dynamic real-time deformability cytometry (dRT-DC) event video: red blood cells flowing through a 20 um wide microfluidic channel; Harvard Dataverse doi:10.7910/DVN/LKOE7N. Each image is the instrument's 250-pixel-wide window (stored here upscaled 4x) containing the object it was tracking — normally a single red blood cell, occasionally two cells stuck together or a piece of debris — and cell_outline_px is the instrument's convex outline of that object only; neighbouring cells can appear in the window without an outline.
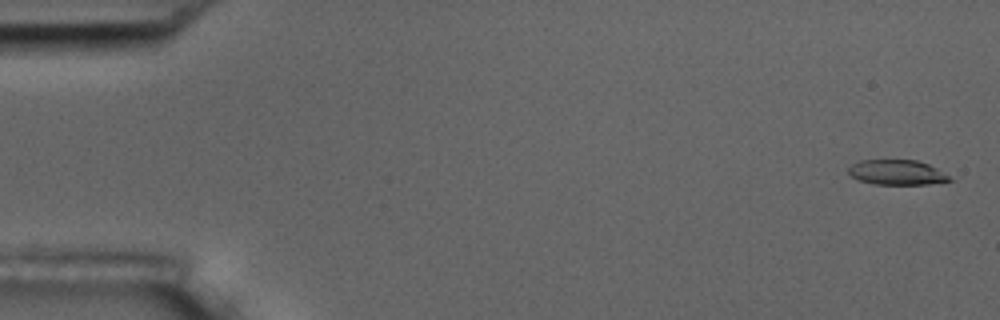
{"species": "common noctule bat (a hibernating species)", "species_latin": "Nyctalus noctula", "temperature_condition": "room temperature", "stored_images_in_passage": 57, "camera_frame_rate_fps": 3000, "um_per_image_px": 0.085, "animal": {"sex": "male", "body_mass_g": 17.5, "forearm_length_mm": 52.3}, "frame": {"image": 1, "passage_image": 2, "time_ms": 0.333, "image_size_px": [1000, 320], "cell_outline_px": [[952, 180], [928, 184], [876, 184], [860, 180], [852, 176], [848, 172], [848, 168], [852, 164], [860, 160], [916, 160], [928, 164], [944, 172]], "centroid_in_image_um": [76.23, 14.64], "position_along_channel_um": 8.8, "area_um2": 14.51}}
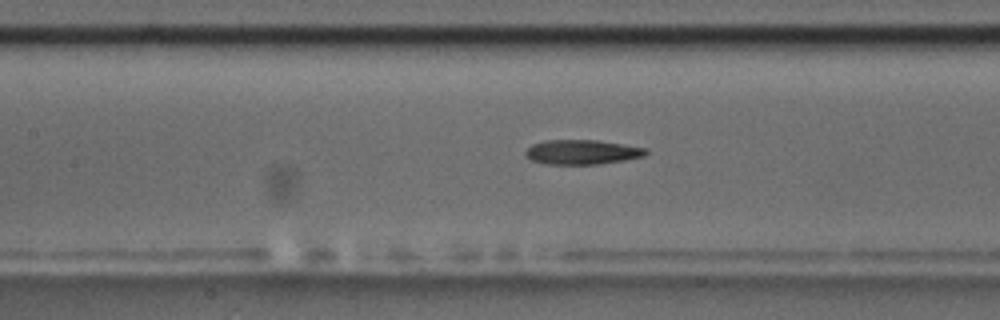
{"frame": {"image": 2, "passage_image": 26, "time_ms": 8.333, "image_size_px": [1000, 320], "cell_outline_px": [[648, 152], [644, 156], [624, 160], [600, 164], [544, 164], [532, 160], [524, 156], [524, 152], [532, 144], [544, 140], [596, 140], [644, 148]], "centroid_in_image_um": [49.41, 12.93], "position_along_channel_um": 158.0, "area_um2": 17.17}}
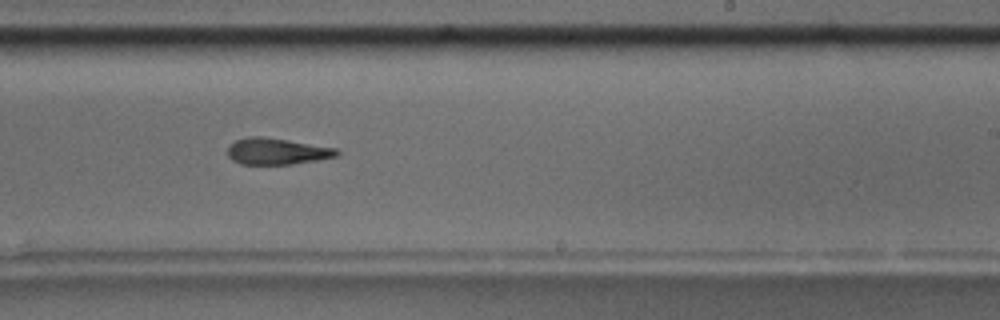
{"frame": {"image": 3, "passage_image": 35, "time_ms": 11.333, "image_size_px": [1000, 320], "cell_outline_px": [[340, 152], [336, 156], [316, 160], [292, 164], [240, 164], [232, 160], [228, 156], [228, 144], [236, 140], [248, 136], [260, 136], [288, 140], [336, 148]], "centroid_in_image_um": [23.49, 12.86], "position_along_channel_um": 265.5, "area_um2": 16.76}, "authors_computed_cell_mechanics": {"area_um2": 17.34, "velocity_mm_per_s": 3.6091, "shape_relaxation_time_tau1_ms": null, "shape_relaxation_time_tau2_ms": 6.541, "deformation_change_tau1": null, "deformation_change_tau2": 0.1855}}